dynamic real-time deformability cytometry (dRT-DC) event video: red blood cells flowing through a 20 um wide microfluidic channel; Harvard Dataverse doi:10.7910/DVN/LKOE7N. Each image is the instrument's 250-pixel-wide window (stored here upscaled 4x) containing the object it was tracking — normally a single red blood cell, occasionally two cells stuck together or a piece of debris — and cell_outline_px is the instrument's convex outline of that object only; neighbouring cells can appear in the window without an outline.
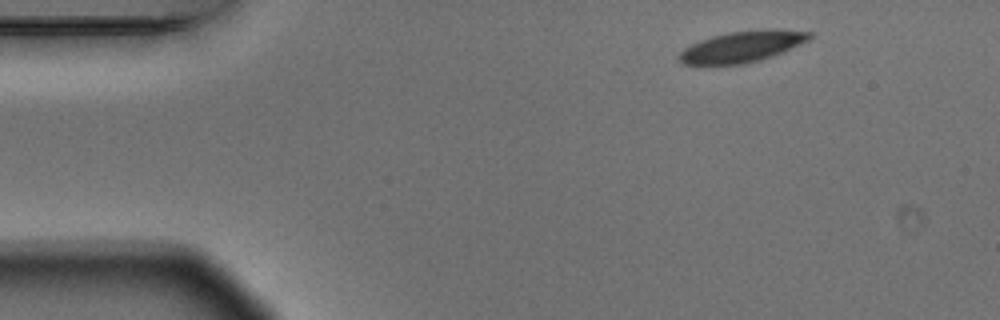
{"species": "Egyptian fruit bat (a non-hibernating species)", "species_latin": "Rousettus aegyptiacus", "temperature_condition": "warm", "stored_images_in_passage": 3, "camera_frame_rate_fps": 3000, "um_per_image_px": 0.085, "animal": {"sex": "male"}, "frame": {"image": 1, "passage_image": 1, "time_ms": 0.0, "image_size_px": [1000, 320], "cell_outline_px": [[812, 36], [808, 40], [780, 52], [760, 60], [744, 64], [684, 64], [680, 60], [680, 52], [684, 48], [700, 40], [728, 32], [772, 28], [776, 28], [812, 32]], "centroid_in_image_um": [63.1, 3.94], "position_along_channel_um": 21.9, "area_um2": 23.24}}